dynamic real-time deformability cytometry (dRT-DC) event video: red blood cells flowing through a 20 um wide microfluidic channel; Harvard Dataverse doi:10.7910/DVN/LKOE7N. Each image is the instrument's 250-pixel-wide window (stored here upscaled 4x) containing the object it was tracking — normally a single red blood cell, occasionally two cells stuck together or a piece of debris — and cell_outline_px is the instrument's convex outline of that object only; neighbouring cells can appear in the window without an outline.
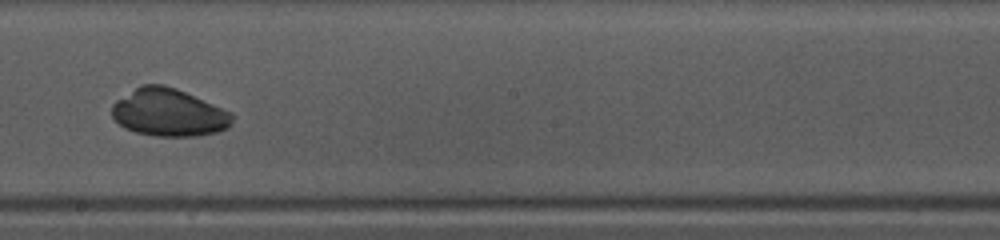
{"species": "common noctule bat (a hibernating species)", "species_latin": "Nyctalus noctula", "temperature_condition": "warm", "stored_images_in_passage": 37, "camera_frame_rate_fps": 3000, "um_per_image_px": 0.085, "animal": {"sex": "female", "body_mass_g": 10.0, "forearm_length_mm": 53.1}, "frame": {"image": 1, "passage_image": 16, "time_ms": 5.0, "image_size_px": [1000, 240], "cell_outline_px": [[232, 124], [228, 128], [216, 132], [196, 136], [156, 136], [136, 132], [124, 128], [112, 116], [112, 104], [116, 100], [140, 84], [164, 84], [176, 88], [232, 112]], "centroid_in_image_um": [14.33, 9.56], "position_along_channel_um": 233.9, "area_um2": 33.41}}
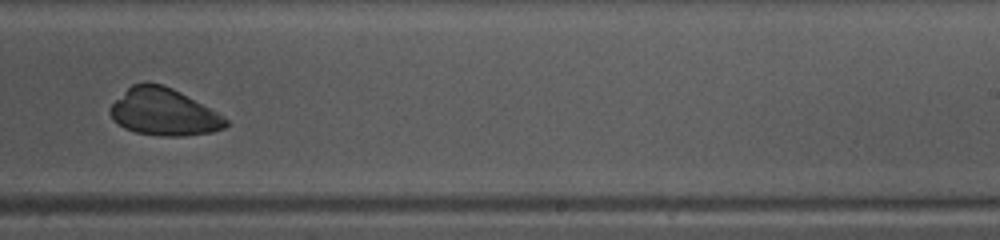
{"frame": {"image": 2, "passage_image": 19, "time_ms": 6.0, "image_size_px": [1000, 240], "cell_outline_px": [[228, 124], [224, 128], [212, 132], [184, 136], [160, 136], [136, 132], [124, 128], [112, 120], [108, 112], [112, 104], [132, 84], [164, 84], [180, 92], [224, 116], [228, 120]], "centroid_in_image_um": [13.91, 9.55], "position_along_channel_um": 275.1, "area_um2": 31.44}}
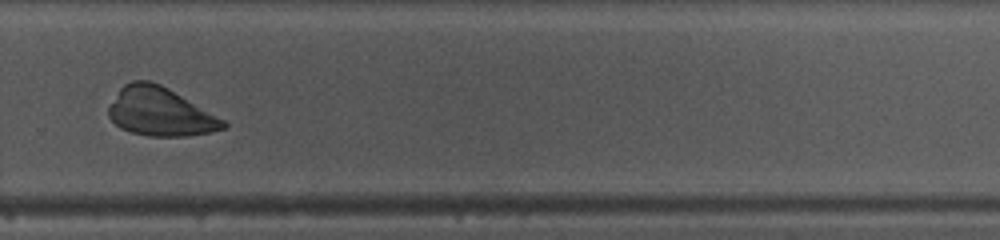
{"frame": {"image": 3, "passage_image": 22, "time_ms": 7.0, "image_size_px": [1000, 240], "cell_outline_px": [[228, 128], [208, 132], [184, 136], [148, 136], [132, 132], [120, 128], [108, 116], [108, 108], [120, 88], [124, 84], [132, 80], [148, 80], [160, 84], [168, 88], [224, 120], [228, 124]], "centroid_in_image_um": [13.59, 9.5], "position_along_channel_um": 316.2, "area_um2": 32.08}}